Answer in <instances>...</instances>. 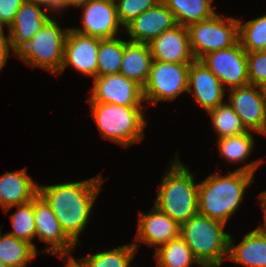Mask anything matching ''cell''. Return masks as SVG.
Listing matches in <instances>:
<instances>
[{"label":"cell","instance_id":"b9f144b4","mask_svg":"<svg viewBox=\"0 0 266 267\" xmlns=\"http://www.w3.org/2000/svg\"><path fill=\"white\" fill-rule=\"evenodd\" d=\"M0 267H7V266L4 263H2L0 260Z\"/></svg>","mask_w":266,"mask_h":267},{"label":"cell","instance_id":"484cf974","mask_svg":"<svg viewBox=\"0 0 266 267\" xmlns=\"http://www.w3.org/2000/svg\"><path fill=\"white\" fill-rule=\"evenodd\" d=\"M138 244H125L123 247L118 246L116 249L98 252L79 258L83 267H130L131 260L134 258Z\"/></svg>","mask_w":266,"mask_h":267},{"label":"cell","instance_id":"f1b7e54d","mask_svg":"<svg viewBox=\"0 0 266 267\" xmlns=\"http://www.w3.org/2000/svg\"><path fill=\"white\" fill-rule=\"evenodd\" d=\"M208 113L212 118L211 124L218 134V139L247 132L239 116L228 102L218 105L216 108L209 110Z\"/></svg>","mask_w":266,"mask_h":267},{"label":"cell","instance_id":"4316f807","mask_svg":"<svg viewBox=\"0 0 266 267\" xmlns=\"http://www.w3.org/2000/svg\"><path fill=\"white\" fill-rule=\"evenodd\" d=\"M125 41L120 38L100 39L97 76L118 74L124 54Z\"/></svg>","mask_w":266,"mask_h":267},{"label":"cell","instance_id":"8fae6325","mask_svg":"<svg viewBox=\"0 0 266 267\" xmlns=\"http://www.w3.org/2000/svg\"><path fill=\"white\" fill-rule=\"evenodd\" d=\"M35 236L51 246L44 252L52 253L65 260L71 256L70 252L76 244L62 230L59 221L47 202L37 194L34 197Z\"/></svg>","mask_w":266,"mask_h":267},{"label":"cell","instance_id":"74e56055","mask_svg":"<svg viewBox=\"0 0 266 267\" xmlns=\"http://www.w3.org/2000/svg\"><path fill=\"white\" fill-rule=\"evenodd\" d=\"M90 0H61V10L67 8L68 6L79 7L88 3Z\"/></svg>","mask_w":266,"mask_h":267},{"label":"cell","instance_id":"603a6c76","mask_svg":"<svg viewBox=\"0 0 266 267\" xmlns=\"http://www.w3.org/2000/svg\"><path fill=\"white\" fill-rule=\"evenodd\" d=\"M174 14L177 24L188 26L213 17V0H162Z\"/></svg>","mask_w":266,"mask_h":267},{"label":"cell","instance_id":"3957f363","mask_svg":"<svg viewBox=\"0 0 266 267\" xmlns=\"http://www.w3.org/2000/svg\"><path fill=\"white\" fill-rule=\"evenodd\" d=\"M175 158L169 171L164 172L154 206L181 225L198 213L199 183L181 163L178 153Z\"/></svg>","mask_w":266,"mask_h":267},{"label":"cell","instance_id":"5bb4252c","mask_svg":"<svg viewBox=\"0 0 266 267\" xmlns=\"http://www.w3.org/2000/svg\"><path fill=\"white\" fill-rule=\"evenodd\" d=\"M115 0H90L79 7H84L82 15L83 28H72L78 33L99 39L117 36L119 26Z\"/></svg>","mask_w":266,"mask_h":267},{"label":"cell","instance_id":"44dd1931","mask_svg":"<svg viewBox=\"0 0 266 267\" xmlns=\"http://www.w3.org/2000/svg\"><path fill=\"white\" fill-rule=\"evenodd\" d=\"M228 259L247 267H266V233L256 228L236 246L230 235Z\"/></svg>","mask_w":266,"mask_h":267},{"label":"cell","instance_id":"836d02e7","mask_svg":"<svg viewBox=\"0 0 266 267\" xmlns=\"http://www.w3.org/2000/svg\"><path fill=\"white\" fill-rule=\"evenodd\" d=\"M25 0H0V28L10 27L15 14Z\"/></svg>","mask_w":266,"mask_h":267},{"label":"cell","instance_id":"52a82bcc","mask_svg":"<svg viewBox=\"0 0 266 267\" xmlns=\"http://www.w3.org/2000/svg\"><path fill=\"white\" fill-rule=\"evenodd\" d=\"M239 19L222 18L217 13L204 21L187 26L189 46L196 60H200L209 52L229 48L239 41Z\"/></svg>","mask_w":266,"mask_h":267},{"label":"cell","instance_id":"ab89813d","mask_svg":"<svg viewBox=\"0 0 266 267\" xmlns=\"http://www.w3.org/2000/svg\"><path fill=\"white\" fill-rule=\"evenodd\" d=\"M258 87H259L261 97H262L264 104H265V107H266V82L259 85Z\"/></svg>","mask_w":266,"mask_h":267},{"label":"cell","instance_id":"277c9868","mask_svg":"<svg viewBox=\"0 0 266 267\" xmlns=\"http://www.w3.org/2000/svg\"><path fill=\"white\" fill-rule=\"evenodd\" d=\"M225 226L200 213L180 225V236L200 266L220 267L222 260L228 259L230 234L224 231Z\"/></svg>","mask_w":266,"mask_h":267},{"label":"cell","instance_id":"4dcf8cb0","mask_svg":"<svg viewBox=\"0 0 266 267\" xmlns=\"http://www.w3.org/2000/svg\"><path fill=\"white\" fill-rule=\"evenodd\" d=\"M239 43L246 52L260 51L266 41V15L238 24Z\"/></svg>","mask_w":266,"mask_h":267},{"label":"cell","instance_id":"4fadbf2b","mask_svg":"<svg viewBox=\"0 0 266 267\" xmlns=\"http://www.w3.org/2000/svg\"><path fill=\"white\" fill-rule=\"evenodd\" d=\"M229 90L228 104L239 116L245 129L266 135V107L259 87L247 84Z\"/></svg>","mask_w":266,"mask_h":267},{"label":"cell","instance_id":"ac0fdd59","mask_svg":"<svg viewBox=\"0 0 266 267\" xmlns=\"http://www.w3.org/2000/svg\"><path fill=\"white\" fill-rule=\"evenodd\" d=\"M139 215L136 240L148 246L156 245L157 249L180 235V225L155 206Z\"/></svg>","mask_w":266,"mask_h":267},{"label":"cell","instance_id":"7402d4cb","mask_svg":"<svg viewBox=\"0 0 266 267\" xmlns=\"http://www.w3.org/2000/svg\"><path fill=\"white\" fill-rule=\"evenodd\" d=\"M152 61L148 44L125 41L119 73L143 87L148 79Z\"/></svg>","mask_w":266,"mask_h":267},{"label":"cell","instance_id":"2e32d148","mask_svg":"<svg viewBox=\"0 0 266 267\" xmlns=\"http://www.w3.org/2000/svg\"><path fill=\"white\" fill-rule=\"evenodd\" d=\"M225 89L202 61L194 59L190 63L187 93H192L195 96L194 101L207 112L224 103Z\"/></svg>","mask_w":266,"mask_h":267},{"label":"cell","instance_id":"1f68e13d","mask_svg":"<svg viewBox=\"0 0 266 267\" xmlns=\"http://www.w3.org/2000/svg\"><path fill=\"white\" fill-rule=\"evenodd\" d=\"M116 11L119 23L124 28L144 11L155 6L161 0H117Z\"/></svg>","mask_w":266,"mask_h":267},{"label":"cell","instance_id":"60d3db41","mask_svg":"<svg viewBox=\"0 0 266 267\" xmlns=\"http://www.w3.org/2000/svg\"><path fill=\"white\" fill-rule=\"evenodd\" d=\"M260 51L266 52V41L264 42L263 48Z\"/></svg>","mask_w":266,"mask_h":267},{"label":"cell","instance_id":"d4e9b609","mask_svg":"<svg viewBox=\"0 0 266 267\" xmlns=\"http://www.w3.org/2000/svg\"><path fill=\"white\" fill-rule=\"evenodd\" d=\"M157 267H190L199 262L194 258L190 247L179 235L155 251Z\"/></svg>","mask_w":266,"mask_h":267},{"label":"cell","instance_id":"d590c367","mask_svg":"<svg viewBox=\"0 0 266 267\" xmlns=\"http://www.w3.org/2000/svg\"><path fill=\"white\" fill-rule=\"evenodd\" d=\"M30 2H33L35 4H37L38 6H43L45 9V11H47L49 13V11H52V13L54 12H60L61 11V0H27Z\"/></svg>","mask_w":266,"mask_h":267},{"label":"cell","instance_id":"ba28073f","mask_svg":"<svg viewBox=\"0 0 266 267\" xmlns=\"http://www.w3.org/2000/svg\"><path fill=\"white\" fill-rule=\"evenodd\" d=\"M190 64H178L153 60L148 79L143 86L144 101L174 100L187 92Z\"/></svg>","mask_w":266,"mask_h":267},{"label":"cell","instance_id":"6da1fadb","mask_svg":"<svg viewBox=\"0 0 266 267\" xmlns=\"http://www.w3.org/2000/svg\"><path fill=\"white\" fill-rule=\"evenodd\" d=\"M103 176L84 181L55 185H38V194L47 202L59 221L62 230L75 243L83 232L93 204L101 191Z\"/></svg>","mask_w":266,"mask_h":267},{"label":"cell","instance_id":"ffe728a7","mask_svg":"<svg viewBox=\"0 0 266 267\" xmlns=\"http://www.w3.org/2000/svg\"><path fill=\"white\" fill-rule=\"evenodd\" d=\"M38 194V184L25 169L0 176V206L7 213L12 207L30 202Z\"/></svg>","mask_w":266,"mask_h":267},{"label":"cell","instance_id":"e575fe53","mask_svg":"<svg viewBox=\"0 0 266 267\" xmlns=\"http://www.w3.org/2000/svg\"><path fill=\"white\" fill-rule=\"evenodd\" d=\"M5 36L4 29L0 28V70H2L4 65L7 63L10 49H12L10 34L8 33V37Z\"/></svg>","mask_w":266,"mask_h":267},{"label":"cell","instance_id":"e0dca14e","mask_svg":"<svg viewBox=\"0 0 266 267\" xmlns=\"http://www.w3.org/2000/svg\"><path fill=\"white\" fill-rule=\"evenodd\" d=\"M148 45L152 59L156 61L190 64L194 60L187 27L180 24L164 31Z\"/></svg>","mask_w":266,"mask_h":267},{"label":"cell","instance_id":"8992f818","mask_svg":"<svg viewBox=\"0 0 266 267\" xmlns=\"http://www.w3.org/2000/svg\"><path fill=\"white\" fill-rule=\"evenodd\" d=\"M69 28H60L50 18L15 55L31 67H41L58 75L63 63L64 42Z\"/></svg>","mask_w":266,"mask_h":267},{"label":"cell","instance_id":"9a60e30c","mask_svg":"<svg viewBox=\"0 0 266 267\" xmlns=\"http://www.w3.org/2000/svg\"><path fill=\"white\" fill-rule=\"evenodd\" d=\"M177 25L174 14L161 0L152 8L144 11L123 29L132 42L149 44L164 31Z\"/></svg>","mask_w":266,"mask_h":267},{"label":"cell","instance_id":"83f0119b","mask_svg":"<svg viewBox=\"0 0 266 267\" xmlns=\"http://www.w3.org/2000/svg\"><path fill=\"white\" fill-rule=\"evenodd\" d=\"M251 132L247 131L243 134L219 138L217 140V147L220 156L232 164L245 161L249 157V154L252 153L255 144Z\"/></svg>","mask_w":266,"mask_h":267},{"label":"cell","instance_id":"cb8c5ba5","mask_svg":"<svg viewBox=\"0 0 266 267\" xmlns=\"http://www.w3.org/2000/svg\"><path fill=\"white\" fill-rule=\"evenodd\" d=\"M0 260L7 267H26L37 256V250L29 242L9 234L1 235Z\"/></svg>","mask_w":266,"mask_h":267},{"label":"cell","instance_id":"7a4b0ae2","mask_svg":"<svg viewBox=\"0 0 266 267\" xmlns=\"http://www.w3.org/2000/svg\"><path fill=\"white\" fill-rule=\"evenodd\" d=\"M262 160L251 161L225 176L211 174L198 186V213L227 223L239 207Z\"/></svg>","mask_w":266,"mask_h":267},{"label":"cell","instance_id":"7c38bea8","mask_svg":"<svg viewBox=\"0 0 266 267\" xmlns=\"http://www.w3.org/2000/svg\"><path fill=\"white\" fill-rule=\"evenodd\" d=\"M99 44V38L78 33L69 28L64 42L63 63L59 74L71 65L86 76L97 77Z\"/></svg>","mask_w":266,"mask_h":267},{"label":"cell","instance_id":"d6986e66","mask_svg":"<svg viewBox=\"0 0 266 267\" xmlns=\"http://www.w3.org/2000/svg\"><path fill=\"white\" fill-rule=\"evenodd\" d=\"M41 6L25 0L15 14L9 29L12 51L16 53L51 18Z\"/></svg>","mask_w":266,"mask_h":267},{"label":"cell","instance_id":"f35d334b","mask_svg":"<svg viewBox=\"0 0 266 267\" xmlns=\"http://www.w3.org/2000/svg\"><path fill=\"white\" fill-rule=\"evenodd\" d=\"M69 260L66 261L67 264L65 265V267H83V265L77 261L76 259H74L72 256L67 257Z\"/></svg>","mask_w":266,"mask_h":267},{"label":"cell","instance_id":"5b68a950","mask_svg":"<svg viewBox=\"0 0 266 267\" xmlns=\"http://www.w3.org/2000/svg\"><path fill=\"white\" fill-rule=\"evenodd\" d=\"M91 113L103 138L123 147L143 141L144 107H126L108 103H89Z\"/></svg>","mask_w":266,"mask_h":267},{"label":"cell","instance_id":"8d00e7d4","mask_svg":"<svg viewBox=\"0 0 266 267\" xmlns=\"http://www.w3.org/2000/svg\"><path fill=\"white\" fill-rule=\"evenodd\" d=\"M258 197L261 202V207L263 208V211H264V224L263 226H259L257 229L263 233H266V190L261 192L258 195Z\"/></svg>","mask_w":266,"mask_h":267},{"label":"cell","instance_id":"f546056e","mask_svg":"<svg viewBox=\"0 0 266 267\" xmlns=\"http://www.w3.org/2000/svg\"><path fill=\"white\" fill-rule=\"evenodd\" d=\"M17 211L10 216L13 231L7 234L25 240L32 244L36 250V245L32 240L35 238V219H34V198L25 204L17 205Z\"/></svg>","mask_w":266,"mask_h":267},{"label":"cell","instance_id":"9c48e42d","mask_svg":"<svg viewBox=\"0 0 266 267\" xmlns=\"http://www.w3.org/2000/svg\"><path fill=\"white\" fill-rule=\"evenodd\" d=\"M200 61L229 88L249 84L247 52L239 41L226 49L209 52Z\"/></svg>","mask_w":266,"mask_h":267},{"label":"cell","instance_id":"30bf717a","mask_svg":"<svg viewBox=\"0 0 266 267\" xmlns=\"http://www.w3.org/2000/svg\"><path fill=\"white\" fill-rule=\"evenodd\" d=\"M89 103H108L126 107H144L143 87L122 74L93 78Z\"/></svg>","mask_w":266,"mask_h":267},{"label":"cell","instance_id":"d6a6232c","mask_svg":"<svg viewBox=\"0 0 266 267\" xmlns=\"http://www.w3.org/2000/svg\"><path fill=\"white\" fill-rule=\"evenodd\" d=\"M249 84L259 86L266 82V52H247Z\"/></svg>","mask_w":266,"mask_h":267}]
</instances>
